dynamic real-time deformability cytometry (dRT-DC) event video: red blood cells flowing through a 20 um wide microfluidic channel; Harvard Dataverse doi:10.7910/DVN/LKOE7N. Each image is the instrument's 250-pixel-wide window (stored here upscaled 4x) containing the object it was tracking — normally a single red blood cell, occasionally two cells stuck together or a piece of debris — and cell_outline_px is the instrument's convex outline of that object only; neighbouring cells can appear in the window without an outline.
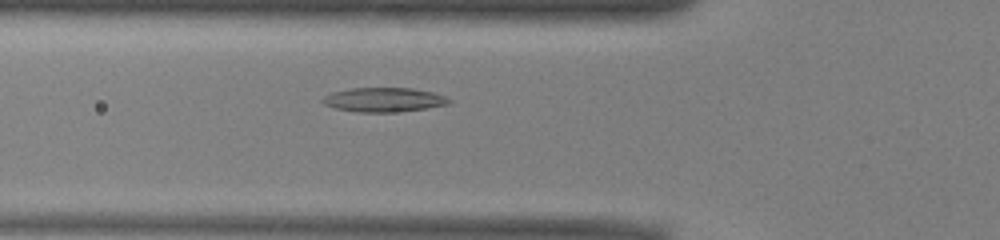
{"species": "common noctule bat (a hibernating species)", "species_latin": "Nyctalus noctula", "temperature_condition": "warm", "stored_images_in_passage": 39, "camera_frame_rate_fps": 3000, "um_per_image_px": 0.085, "animal": {"sex": "male", "body_mass_g": 13.0, "forearm_length_mm": 53.1}, "frame": {"image": 1, "passage_image": 15, "time_ms": 4.667, "image_size_px": [1000, 240], "cell_outline_px": [[452, 100], [448, 104], [424, 108], [392, 112], [356, 112], [336, 108], [324, 104], [320, 100], [324, 96], [332, 92], [352, 88], [412, 88], [432, 92], [444, 96]], "centroid_in_image_um": [32.59, 8.47], "position_along_channel_um": 93.2, "area_um2": 17.69}}
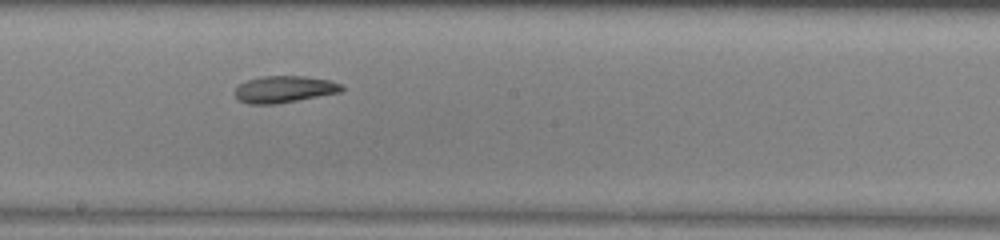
{"frame": {"image": 2, "passage_image": 25, "time_ms": 8.0, "image_size_px": [1000, 240], "cell_outline_px": [[344, 88], [340, 92], [276, 104], [248, 104], [240, 100], [236, 96], [236, 88], [240, 84], [248, 80], [260, 76], [304, 76], [332, 80], [340, 84]], "centroid_in_image_um": [24.17, 7.58], "position_along_channel_um": 224.0, "area_um2": 16.53}}
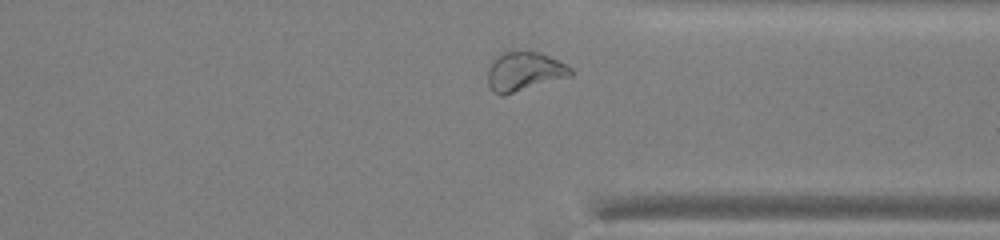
{"frame": {"image": 3, "passage_image": 36, "time_ms": 11.667, "image_size_px": [1000, 240], "cell_outline_px": [[572, 76], [504, 96], [500, 96], [492, 92], [488, 84], [488, 68], [492, 56], [504, 52], [540, 52], [568, 64], [572, 68]], "centroid_in_image_um": [44.55, 6.09], "position_along_channel_um": 366.9, "area_um2": 19.36}, "authors_computed_cell_mechanics": {"area_um2": 17.5712, "velocity_mm_per_s": 3.9291, "shape_relaxation_time_tau1_ms": 5.8311, "shape_relaxation_time_tau2_ms": 3.912, "deformation_change_tau1": 0.1689, "deformation_change_tau2": 0.1025}}